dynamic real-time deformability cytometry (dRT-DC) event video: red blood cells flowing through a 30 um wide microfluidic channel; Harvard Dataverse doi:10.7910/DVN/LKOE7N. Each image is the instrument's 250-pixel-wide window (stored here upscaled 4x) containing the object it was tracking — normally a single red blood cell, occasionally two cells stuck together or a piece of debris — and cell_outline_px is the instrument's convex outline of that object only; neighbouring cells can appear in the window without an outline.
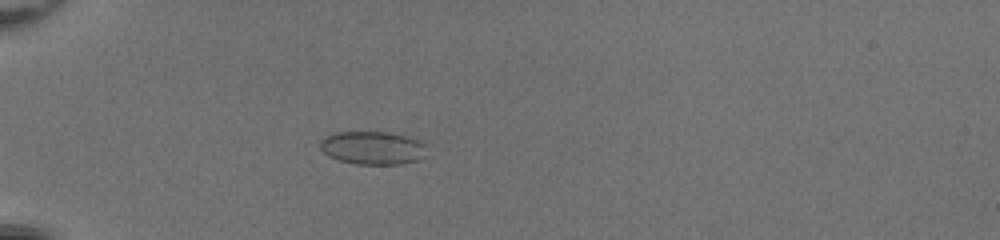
{"species": "common noctule bat (a hibernating species)", "species_latin": "Nyctalus noctula", "temperature_condition": "room temperature", "stored_images_in_passage": 39, "camera_frame_rate_fps": 3000, "um_per_image_px": 0.085, "animal": {"sex": "female", "body_mass_g": 20.0, "forearm_length_mm": 54.0}, "frame": {"image": 1, "passage_image": 5, "time_ms": 1.333, "image_size_px": [1000, 240], "cell_outline_px": [[428, 144], [424, 156], [416, 160], [400, 164], [356, 164], [340, 160], [328, 156], [320, 148], [320, 140], [324, 136], [336, 132], [384, 132], [428, 140]], "centroid_in_image_um": [31.73, 12.55], "position_along_channel_um": 53.3, "area_um2": 20.92}}
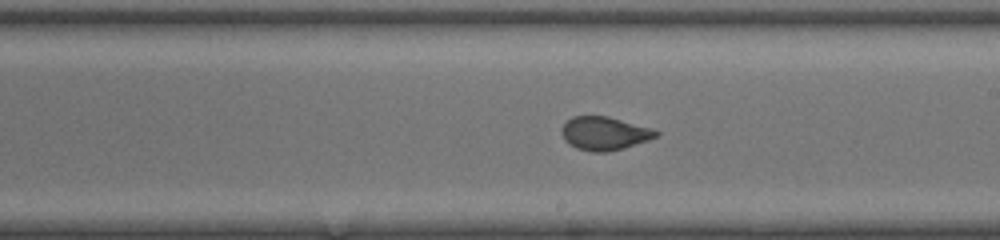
{"frame": {"image": 2, "passage_image": 20, "time_ms": 6.333, "image_size_px": [1000, 240], "cell_outline_px": [[660, 132], [656, 136], [648, 140], [624, 148], [608, 152], [592, 152], [576, 148], [568, 144], [564, 140], [560, 132], [564, 124], [572, 116], [608, 116], [652, 128]], "centroid_in_image_um": [51.35, 11.34], "position_along_channel_um": 237.6, "area_um2": 18.44}}
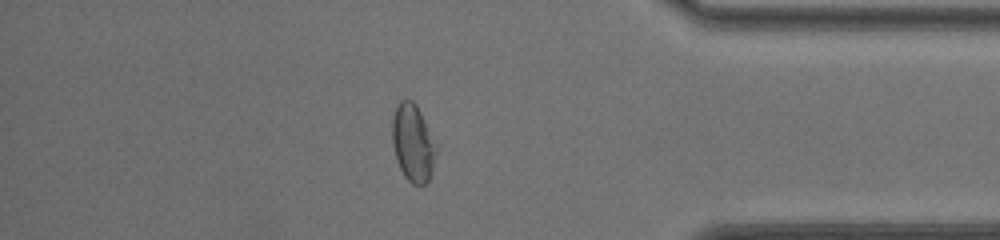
{"frame": {"image": 3, "passage_image": 33, "time_ms": 10.667, "image_size_px": [1000, 240], "cell_outline_px": [[440, 148], [428, 180], [424, 184], [412, 184], [404, 176], [400, 168], [392, 144], [392, 116], [396, 104], [400, 100], [412, 100], [416, 104]], "centroid_in_image_um": [35.12, 12.12], "position_along_channel_um": 400.1, "area_um2": 20.23}, "authors_computed_cell_mechanics": {"area_um2": 19.363, "velocity_mm_per_s": 4.1883, "shape_relaxation_time_tau1_ms": 6.1215, "shape_relaxation_time_tau2_ms": null, "deformation_change_tau1": 0.1718, "deformation_change_tau2": null}}